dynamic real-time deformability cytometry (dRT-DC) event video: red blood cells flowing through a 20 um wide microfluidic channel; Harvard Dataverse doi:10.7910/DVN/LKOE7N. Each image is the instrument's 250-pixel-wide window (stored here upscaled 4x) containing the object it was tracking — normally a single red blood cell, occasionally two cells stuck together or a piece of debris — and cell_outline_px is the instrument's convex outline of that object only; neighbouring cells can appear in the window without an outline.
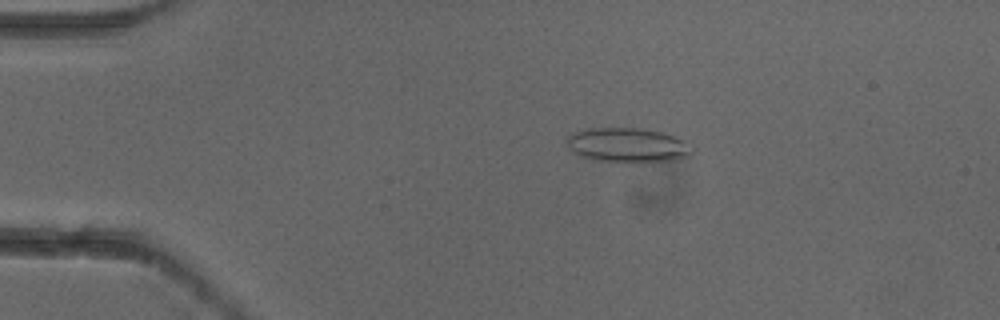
{"species": "common noctule bat (a hibernating species)", "species_latin": "Nyctalus noctula", "temperature_condition": "cold", "stored_images_in_passage": 5, "camera_frame_rate_fps": 3000, "um_per_image_px": 0.085, "animal": {"sex": "female"}, "frame": {"image": 1, "passage_image": 3, "time_ms": 0.667, "image_size_px": [1000, 320], "cell_outline_px": [[696, 148], [688, 156], [672, 160], [644, 164], [640, 164], [596, 160], [580, 156], [572, 152], [568, 148], [568, 136], [572, 132], [588, 128], [640, 128], [660, 132], [676, 136], [684, 140]], "centroid_in_image_um": [53.38, 12.36], "position_along_channel_um": 31.6, "area_um2": 25.84}}